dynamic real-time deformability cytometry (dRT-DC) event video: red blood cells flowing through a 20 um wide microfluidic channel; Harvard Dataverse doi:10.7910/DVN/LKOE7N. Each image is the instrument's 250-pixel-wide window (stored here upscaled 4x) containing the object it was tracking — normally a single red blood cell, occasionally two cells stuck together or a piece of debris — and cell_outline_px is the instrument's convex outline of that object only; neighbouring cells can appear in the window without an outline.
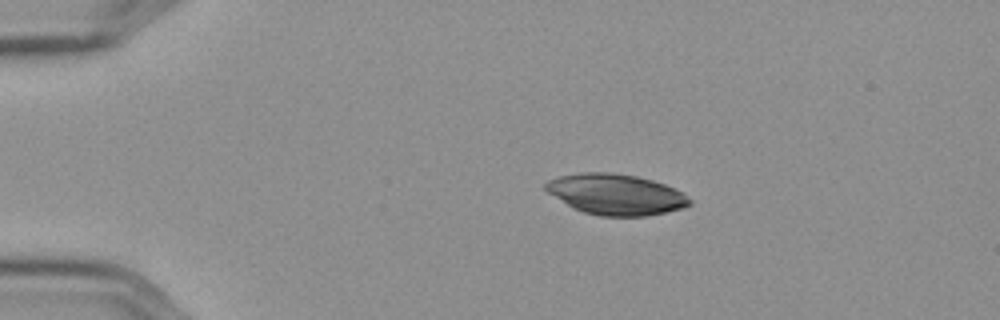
{"species": "Egyptian fruit bat (a non-hibernating species)", "species_latin": "Rousettus aegyptiacus", "temperature_condition": "cold", "stored_images_in_passage": 16, "camera_frame_rate_fps": 3000, "um_per_image_px": 0.085, "frame": {"image": 1, "passage_image": 1, "time_ms": 0.0, "image_size_px": [1000, 320], "cell_outline_px": [[692, 204], [680, 208], [648, 216], [600, 216], [584, 212], [572, 208], [548, 192], [544, 188], [544, 184], [548, 180], [560, 176], [580, 172], [612, 172], [636, 176], [652, 180], [664, 184], [680, 192], [692, 200]], "centroid_in_image_um": [52.31, 16.52], "position_along_channel_um": 32.7, "area_um2": 34.04}}
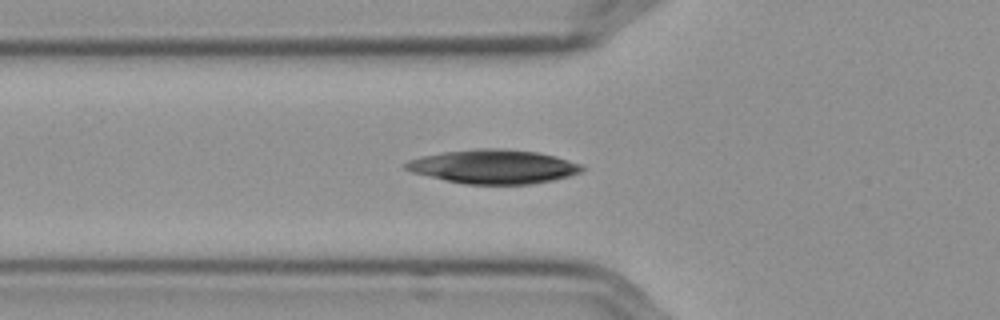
{"frame": {"image": 2, "passage_image": 10, "time_ms": 3.0, "image_size_px": [1000, 320], "cell_outline_px": [[584, 168], [580, 172], [568, 176], [552, 180], [532, 184], [464, 184], [412, 172], [404, 168], [400, 164], [408, 160], [420, 156], [444, 152], [476, 148], [504, 148], [540, 152], [556, 156], [580, 164]], "centroid_in_image_um": [41.92, 14.15], "position_along_channel_um": 83.9, "area_um2": 35.03}}
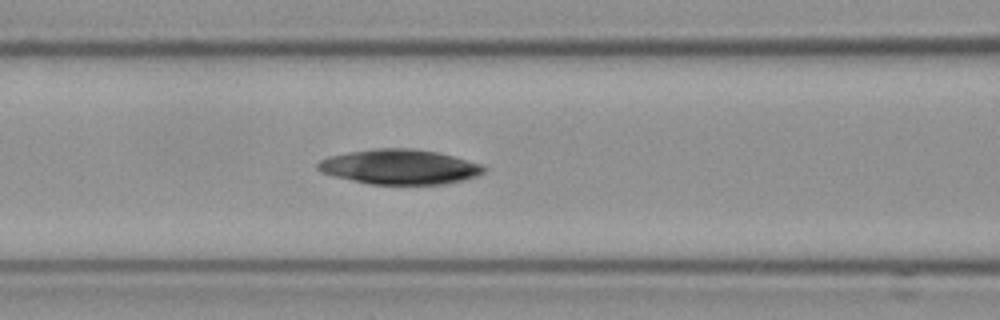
{"frame": {"image": 3, "passage_image": 14, "time_ms": 4.333, "image_size_px": [1000, 320], "cell_outline_px": [[488, 168], [484, 172], [476, 176], [464, 180], [444, 184], [372, 184], [352, 180], [320, 172], [316, 168], [316, 164], [320, 160], [328, 156], [348, 152], [376, 148], [412, 148], [436, 152], [484, 164]], "centroid_in_image_um": [33.98, 14.18], "position_along_channel_um": 132.6, "area_um2": 33.81}}